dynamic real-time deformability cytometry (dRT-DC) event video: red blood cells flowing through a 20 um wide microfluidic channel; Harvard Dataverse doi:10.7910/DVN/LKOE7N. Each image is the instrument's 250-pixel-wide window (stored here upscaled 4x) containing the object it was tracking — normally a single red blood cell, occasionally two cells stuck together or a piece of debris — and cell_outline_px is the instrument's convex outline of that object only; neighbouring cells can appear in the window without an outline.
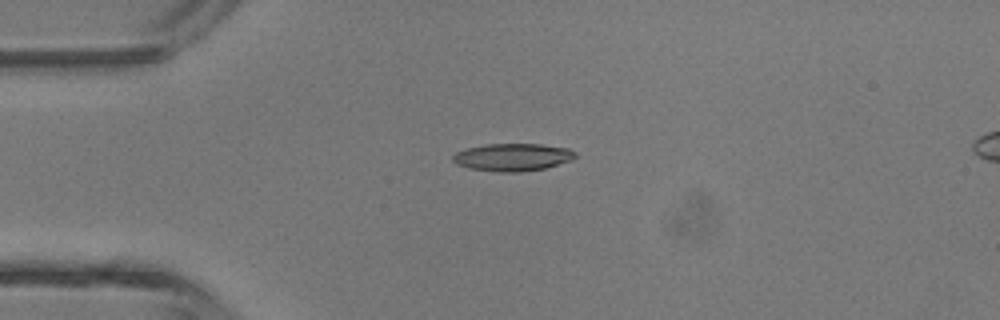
{"species": "common noctule bat (a hibernating species)", "species_latin": "Nyctalus noctula", "temperature_condition": "room temperature", "stored_images_in_passage": 3, "camera_frame_rate_fps": 3000, "um_per_image_px": 0.085, "animal": {"sex": "male", "body_mass_g": 13.3}, "frame": {"image": 1, "passage_image": 2, "time_ms": 1.333, "image_size_px": [1000, 320], "cell_outline_px": [[576, 156], [568, 160], [544, 168], [520, 172], [500, 172], [468, 168], [456, 164], [452, 160], [452, 156], [456, 152], [468, 148], [488, 144], [540, 144], [568, 148], [576, 152]], "centroid_in_image_um": [43.53, 13.36], "position_along_channel_um": 41.5, "area_um2": 19.42}}